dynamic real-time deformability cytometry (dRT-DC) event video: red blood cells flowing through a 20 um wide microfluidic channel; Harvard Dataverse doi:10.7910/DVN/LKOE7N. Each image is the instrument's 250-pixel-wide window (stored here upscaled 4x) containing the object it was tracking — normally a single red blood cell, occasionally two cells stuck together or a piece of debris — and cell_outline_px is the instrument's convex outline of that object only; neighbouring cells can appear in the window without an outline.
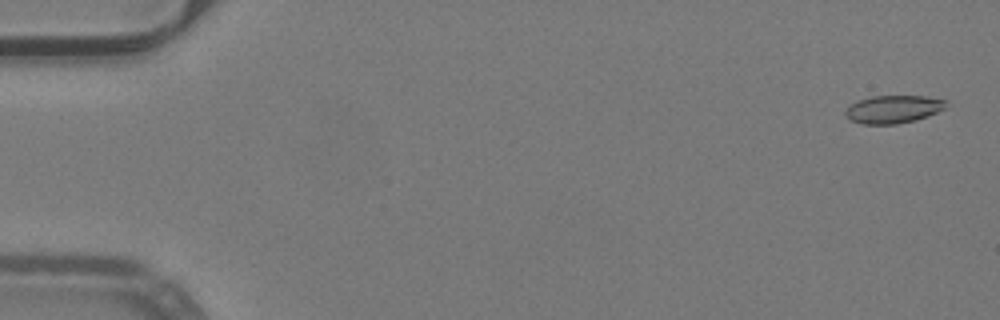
{"species": "common noctule bat (a hibernating species)", "species_latin": "Nyctalus noctula", "temperature_condition": "warm", "stored_images_in_passage": 16, "camera_frame_rate_fps": 3000, "um_per_image_px": 0.085, "animal": {"sex": "male", "body_mass_g": 19.2, "forearm_length_mm": 51.8}, "frame": {"image": 1, "passage_image": 2, "time_ms": 0.333, "image_size_px": [1000, 320], "cell_outline_px": [[948, 100], [944, 108], [928, 116], [916, 120], [896, 124], [860, 124], [844, 116], [844, 112], [852, 104], [860, 100], [872, 96], [924, 96]], "centroid_in_image_um": [75.93, 9.29], "position_along_channel_um": 9.1, "area_um2": 16.24}}
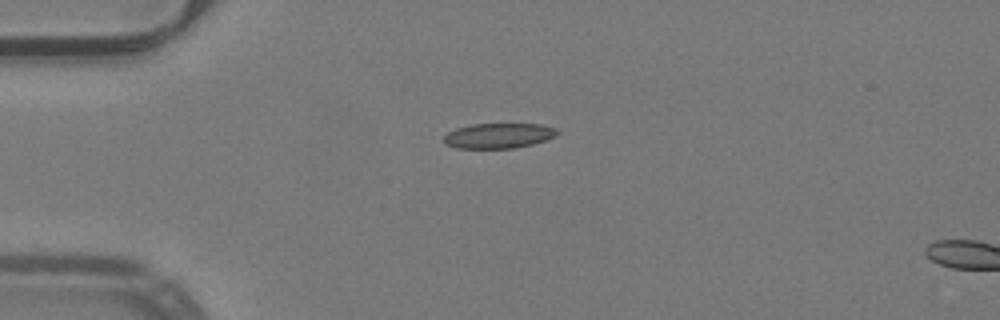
{"frame": {"image": 2, "passage_image": 14, "time_ms": 4.333, "image_size_px": [1000, 320], "cell_outline_px": [[560, 132], [556, 136], [532, 144], [512, 148], [456, 148], [444, 144], [444, 136], [448, 132], [456, 128], [472, 124], [540, 124], [556, 128]], "centroid_in_image_um": [42.37, 11.53], "position_along_channel_um": 42.6, "area_um2": 16.59}}